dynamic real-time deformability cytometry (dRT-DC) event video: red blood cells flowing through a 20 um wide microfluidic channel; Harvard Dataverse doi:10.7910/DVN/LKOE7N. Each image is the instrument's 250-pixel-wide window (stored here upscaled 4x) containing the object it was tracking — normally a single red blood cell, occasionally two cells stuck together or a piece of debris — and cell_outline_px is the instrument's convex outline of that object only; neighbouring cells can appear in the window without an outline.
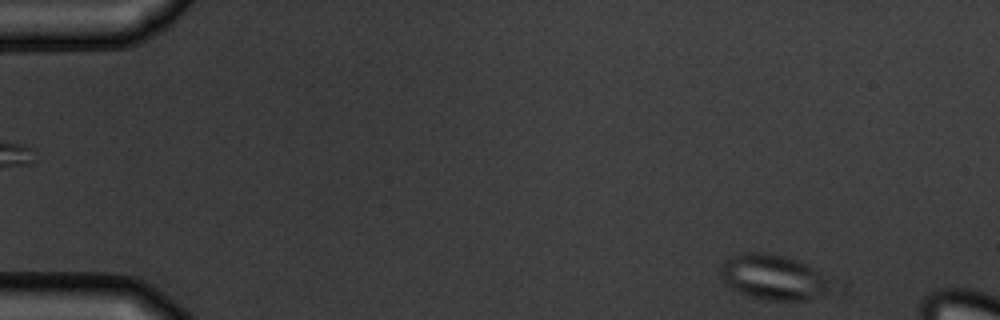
{"species": "common noctule bat (a hibernating species)", "species_latin": "Nyctalus noctula", "temperature_condition": "warm", "stored_images_in_passage": 2, "camera_frame_rate_fps": 3000, "um_per_image_px": 0.085, "animal": {"sex": "male", "body_mass_g": 19.5, "forearm_length_mm": 54.6}, "frame": {"image": 1, "passage_image": 2, "time_ms": 2.0, "image_size_px": [1000, 320], "cell_outline_px": [[844, 288], [840, 292], [808, 300], [768, 300], [752, 296], [740, 292], [724, 284], [720, 272], [728, 256], [740, 252], [764, 252], [784, 256], [844, 280]], "centroid_in_image_um": [66.06, 23.59], "position_along_channel_um": 18.9, "area_um2": 30.92}}